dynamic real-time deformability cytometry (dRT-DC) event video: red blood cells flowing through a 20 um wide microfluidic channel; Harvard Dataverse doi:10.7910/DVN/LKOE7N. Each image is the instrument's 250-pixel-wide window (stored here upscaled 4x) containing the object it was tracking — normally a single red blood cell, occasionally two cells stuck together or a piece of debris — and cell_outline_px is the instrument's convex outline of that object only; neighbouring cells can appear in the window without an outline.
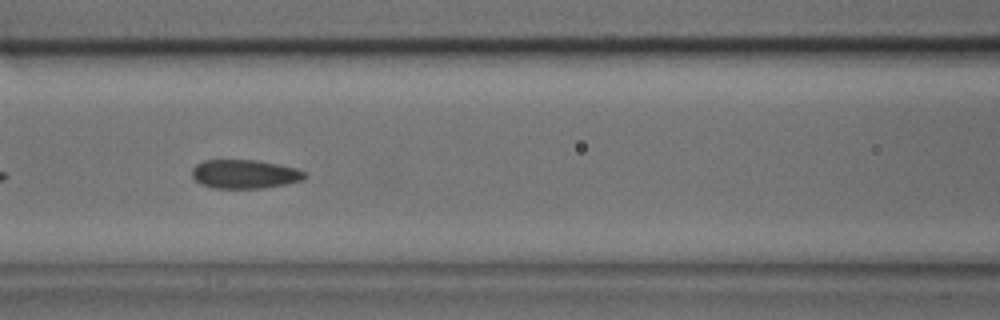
{"species": "common noctule bat (a hibernating species)", "species_latin": "Nyctalus noctula", "temperature_condition": "cold", "stored_images_in_passage": 23, "camera_frame_rate_fps": 3000, "um_per_image_px": 0.085, "animal": {"sex": "male", "body_mass_g": 17.9, "forearm_length_mm": 54.2}, "frame": {"image": 1, "passage_image": 10, "time_ms": 3.0, "image_size_px": [1000, 320], "cell_outline_px": [[308, 176], [304, 180], [264, 188], [212, 188], [200, 184], [192, 176], [192, 168], [196, 164], [204, 160], [256, 160], [296, 168], [304, 172]], "centroid_in_image_um": [20.78, 14.8], "position_along_channel_um": 145.8, "area_um2": 18.96}}